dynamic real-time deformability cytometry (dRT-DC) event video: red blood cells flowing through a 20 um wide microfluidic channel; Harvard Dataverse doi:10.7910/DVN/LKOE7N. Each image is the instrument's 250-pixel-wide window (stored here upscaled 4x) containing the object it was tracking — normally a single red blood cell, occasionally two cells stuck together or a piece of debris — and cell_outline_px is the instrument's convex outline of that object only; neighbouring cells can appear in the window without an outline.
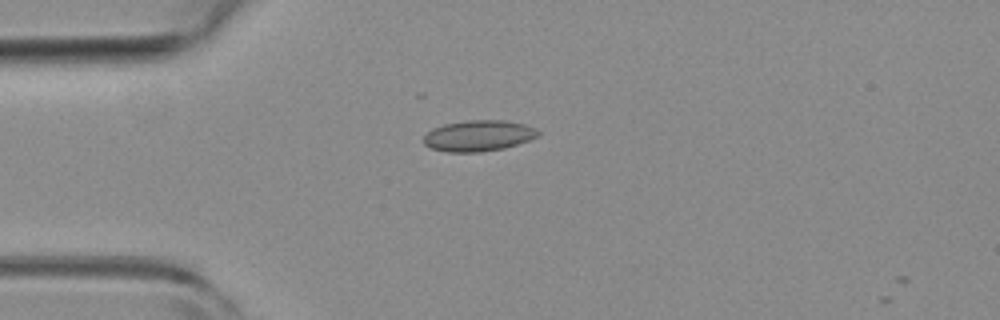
{"species": "common noctule bat (a hibernating species)", "species_latin": "Nyctalus noctula", "temperature_condition": "room temperature", "stored_images_in_passage": 4, "camera_frame_rate_fps": 3000, "um_per_image_px": 0.085, "animal": {"sex": "female", "body_mass_g": 19.3, "forearm_length_mm": 54.1}, "frame": {"image": 1, "passage_image": 3, "time_ms": 0.667, "image_size_px": [1000, 320], "cell_outline_px": [[540, 136], [504, 148], [480, 152], [448, 152], [432, 148], [424, 144], [424, 136], [432, 128], [444, 124], [468, 120], [504, 120], [524, 124], [536, 128], [540, 132]], "centroid_in_image_um": [40.68, 11.53], "position_along_channel_um": 44.3, "area_um2": 20.63}}
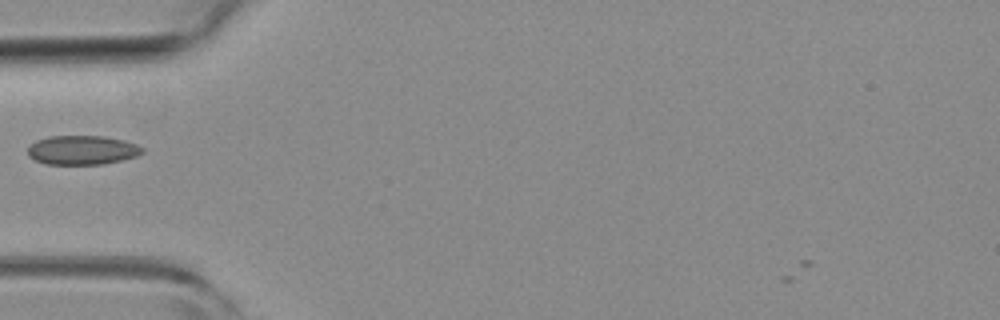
{"frame": {"image": 2, "passage_image": 4, "time_ms": 1.0, "image_size_px": [1000, 320], "cell_outline_px": [[144, 152], [136, 156], [104, 164], [44, 164], [28, 156], [28, 148], [36, 140], [48, 136], [104, 136], [124, 140], [136, 144], [144, 148]], "centroid_in_image_um": [6.99, 12.75], "position_along_channel_um": 78.0, "area_um2": 19.48}}